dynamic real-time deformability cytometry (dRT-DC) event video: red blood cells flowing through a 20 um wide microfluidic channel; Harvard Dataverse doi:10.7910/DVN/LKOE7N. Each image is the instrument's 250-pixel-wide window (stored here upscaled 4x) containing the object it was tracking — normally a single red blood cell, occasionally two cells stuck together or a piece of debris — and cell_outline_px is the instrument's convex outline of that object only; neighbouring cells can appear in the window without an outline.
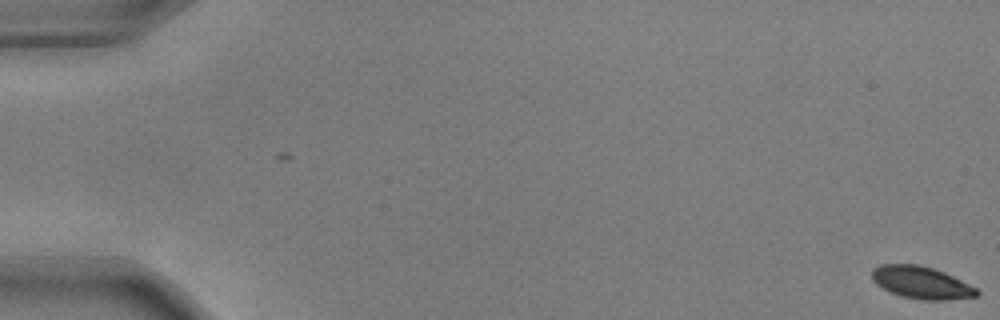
{"species": "common noctule bat (a hibernating species)", "species_latin": "Nyctalus noctula", "temperature_condition": "warm", "stored_images_in_passage": 56, "camera_frame_rate_fps": 3000, "um_per_image_px": 0.085, "animal": {"sex": "male", "body_mass_g": 17.9, "forearm_length_mm": 54.2}, "frame": {"image": 1, "passage_image": 1, "time_ms": 0.0, "image_size_px": [1000, 320], "cell_outline_px": [[980, 292], [976, 296], [948, 300], [924, 300], [900, 296], [876, 284], [872, 280], [872, 268], [880, 264], [920, 264], [944, 272], [976, 288]], "centroid_in_image_um": [78.29, 24.01], "position_along_channel_um": 6.7, "area_um2": 19.65}}
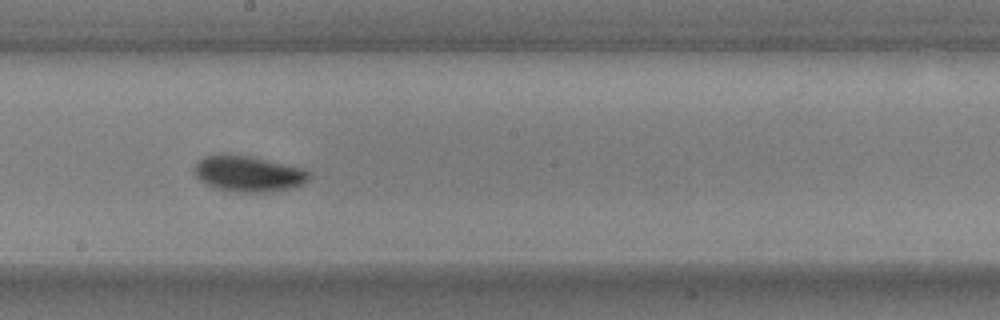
{"frame": {"image": 2, "passage_image": 32, "time_ms": 10.333, "image_size_px": [1000, 320], "cell_outline_px": [[312, 176], [304, 184], [292, 188], [264, 192], [236, 192], [216, 188], [200, 180], [196, 176], [192, 168], [196, 160], [204, 156], [216, 152], [228, 152], [252, 156], [304, 168]], "centroid_in_image_um": [21.06, 14.72], "position_along_channel_um": 227.1, "area_um2": 24.74}}
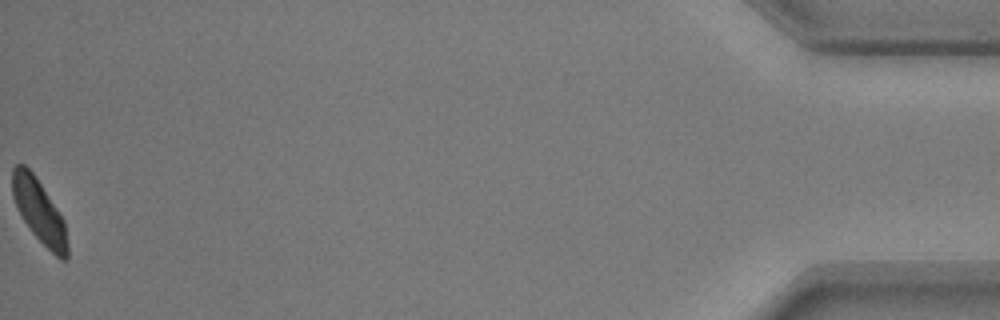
{"frame": {"image": 3, "passage_image": 56, "time_ms": 18.333, "image_size_px": [1000, 320], "cell_outline_px": [[68, 260], [60, 260], [32, 232], [16, 208], [12, 196], [12, 168], [16, 164], [24, 164], [36, 176], [64, 220], [68, 244]], "centroid_in_image_um": [3.33, 17.94], "position_along_channel_um": 431.9, "area_um2": 20.29}, "authors_computed_cell_mechanics": {"area_um2": 21.6461, "velocity_mm_per_s": 3.7188, "shape_relaxation_time_tau1_ms": 1.7374, "shape_relaxation_time_tau2_ms": null, "deformation_change_tau1": 0.1008, "deformation_change_tau2": null}}